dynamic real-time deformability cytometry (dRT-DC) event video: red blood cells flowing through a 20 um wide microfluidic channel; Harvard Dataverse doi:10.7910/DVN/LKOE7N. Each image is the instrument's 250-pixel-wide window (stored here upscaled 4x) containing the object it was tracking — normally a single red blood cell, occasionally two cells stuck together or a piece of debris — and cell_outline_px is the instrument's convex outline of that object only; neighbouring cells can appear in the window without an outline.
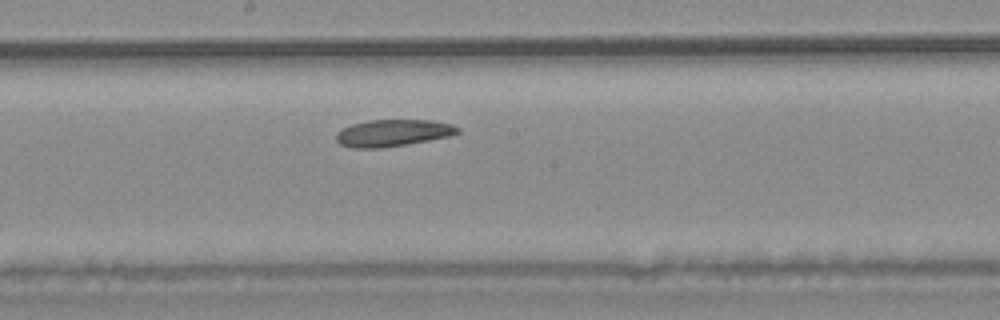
{"species": "common noctule bat (a hibernating species)", "species_latin": "Nyctalus noctula", "temperature_condition": "warm", "stored_images_in_passage": 6, "camera_frame_rate_fps": 3000, "um_per_image_px": 0.085, "animal": {"sex": "male", "body_mass_g": 20.4}, "frame": {"image": 1, "passage_image": 6, "time_ms": 7.0, "image_size_px": [1000, 320], "cell_outline_px": [[460, 132], [448, 136], [428, 140], [380, 148], [352, 148], [340, 144], [336, 140], [336, 132], [352, 124], [368, 120], [432, 120], [452, 124], [460, 128]], "centroid_in_image_um": [33.38, 11.29], "position_along_channel_um": 214.8, "area_um2": 18.9}}